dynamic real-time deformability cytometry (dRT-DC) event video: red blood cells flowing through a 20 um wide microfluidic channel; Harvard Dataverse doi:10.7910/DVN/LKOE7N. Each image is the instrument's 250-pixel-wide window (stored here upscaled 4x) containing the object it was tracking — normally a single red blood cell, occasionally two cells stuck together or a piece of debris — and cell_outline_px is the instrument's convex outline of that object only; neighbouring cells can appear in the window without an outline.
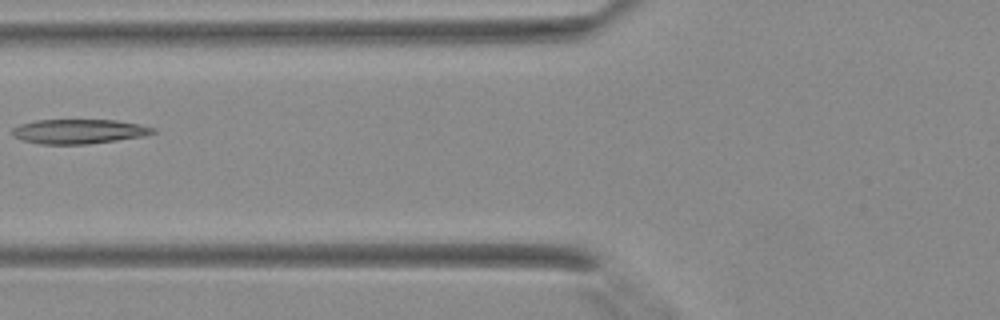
{"species": "Egyptian fruit bat (a non-hibernating species)", "species_latin": "Rousettus aegyptiacus", "temperature_condition": "warm", "stored_images_in_passage": 5, "camera_frame_rate_fps": 3000, "um_per_image_px": 0.085, "animal": {"sex": "female"}, "frame": {"image": 1, "passage_image": 5, "time_ms": 1.333, "image_size_px": [1000, 320], "cell_outline_px": [[156, 132], [144, 136], [88, 144], [40, 144], [24, 140], [12, 136], [12, 128], [20, 124], [36, 120], [116, 120], [140, 124], [156, 128]], "centroid_in_image_um": [6.71, 11.17], "position_along_channel_um": 119.1, "area_um2": 20.11}}